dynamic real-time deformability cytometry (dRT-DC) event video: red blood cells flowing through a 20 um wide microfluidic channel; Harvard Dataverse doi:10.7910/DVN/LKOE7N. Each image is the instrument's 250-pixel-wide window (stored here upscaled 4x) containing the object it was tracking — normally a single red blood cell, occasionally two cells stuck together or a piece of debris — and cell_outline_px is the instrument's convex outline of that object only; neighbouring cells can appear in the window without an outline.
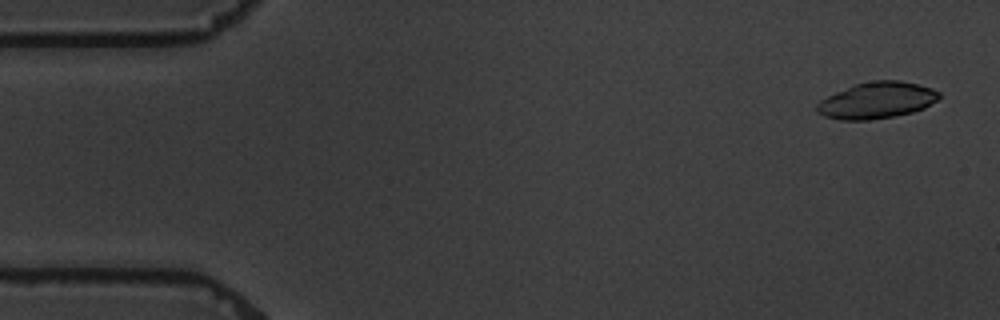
{"species": "common noctule bat (a hibernating species)", "species_latin": "Nyctalus noctula", "temperature_condition": "warm", "stored_images_in_passage": 5, "camera_frame_rate_fps": 3000, "um_per_image_px": 0.085, "animal": {"sex": "male", "body_mass_g": 19.5, "forearm_length_mm": 54.6}, "frame": {"image": 1, "passage_image": 1, "time_ms": 0.0, "image_size_px": [1000, 320], "cell_outline_px": [[940, 96], [936, 100], [924, 108], [912, 112], [892, 116], [868, 120], [840, 120], [824, 116], [816, 112], [816, 104], [820, 100], [836, 92], [856, 84], [872, 80], [900, 80], [932, 88], [940, 92]], "centroid_in_image_um": [74.51, 8.53], "position_along_channel_um": 10.5, "area_um2": 25.78}}